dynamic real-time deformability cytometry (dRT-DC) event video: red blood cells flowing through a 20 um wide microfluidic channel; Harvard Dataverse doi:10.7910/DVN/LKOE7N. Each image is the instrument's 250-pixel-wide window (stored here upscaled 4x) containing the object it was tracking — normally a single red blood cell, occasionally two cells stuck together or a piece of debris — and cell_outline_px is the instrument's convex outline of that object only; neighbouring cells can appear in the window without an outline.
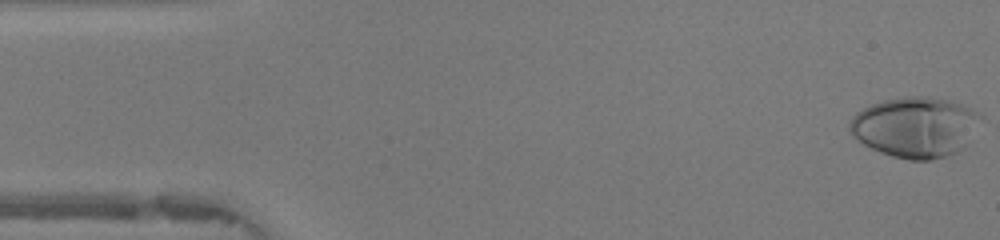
{"species": "human", "species_latin": "Homo sapiens", "temperature_condition": "warm", "stored_images_in_passage": 48, "camera_frame_rate_fps": 3000, "um_per_image_px": 0.085, "donor": {"sex": "female"}, "frame": {"image": 1, "passage_image": 1, "time_ms": 0.0, "image_size_px": [1000, 240], "cell_outline_px": [[984, 116], [968, 144], [964, 148], [948, 156], [928, 160], [908, 160], [892, 156], [880, 152], [864, 144], [852, 136], [848, 132], [848, 124], [852, 116], [856, 112], [872, 104], [884, 100], [904, 96], [928, 96], [952, 100], [972, 108]], "centroid_in_image_um": [77.83, 10.79], "position_along_channel_um": 7.2, "area_um2": 46.88}}
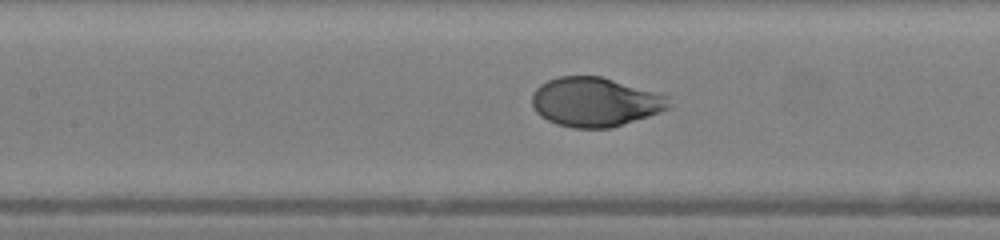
{"frame": {"image": 2, "passage_image": 21, "time_ms": 6.667, "image_size_px": [1000, 240], "cell_outline_px": [[672, 108], [612, 128], [572, 128], [556, 124], [540, 116], [536, 112], [532, 104], [532, 92], [540, 84], [548, 80], [560, 76], [600, 76], [668, 96], [672, 104]], "centroid_in_image_um": [50.57, 8.68], "position_along_channel_um": 156.8, "area_um2": 39.3}}
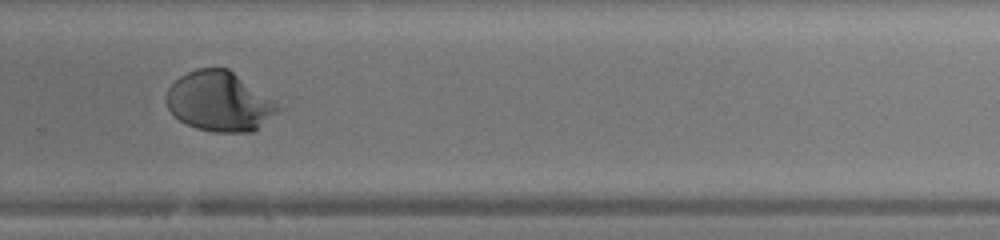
{"frame": {"image": 3, "passage_image": 32, "time_ms": 10.333, "image_size_px": [1000, 240], "cell_outline_px": [[288, 108], [252, 132], [212, 132], [196, 128], [180, 120], [168, 108], [168, 88], [180, 76], [196, 68], [228, 68]], "centroid_in_image_um": [18.77, 8.63], "position_along_channel_um": 311.0, "area_um2": 39.3}, "authors_computed_cell_mechanics": {"area_um2": 39.9976, "velocity_mm_per_s": 4.2286, "shape_relaxation_time_tau1_ms": 3.4272, "shape_relaxation_time_tau2_ms": null, "deformation_change_tau1": 0.2449, "deformation_change_tau2": null}}